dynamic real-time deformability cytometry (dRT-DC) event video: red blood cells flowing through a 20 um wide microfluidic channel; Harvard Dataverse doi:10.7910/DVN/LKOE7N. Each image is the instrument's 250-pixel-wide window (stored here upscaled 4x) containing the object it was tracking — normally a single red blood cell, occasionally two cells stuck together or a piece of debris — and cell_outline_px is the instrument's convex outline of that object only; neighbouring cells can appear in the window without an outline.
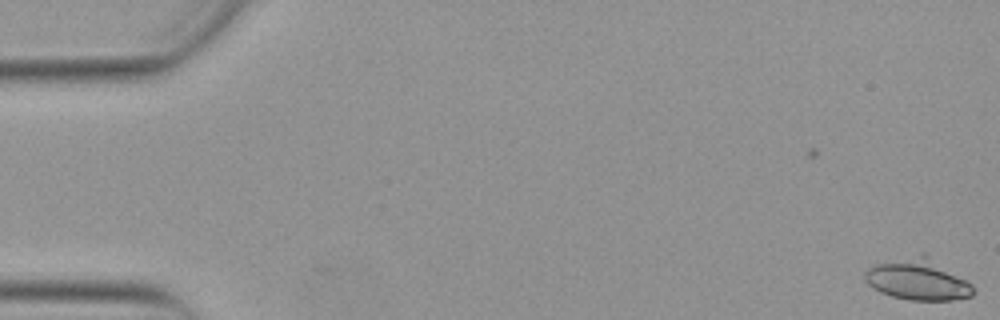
{"species": "Egyptian fruit bat (a non-hibernating species)", "species_latin": "Rousettus aegyptiacus", "temperature_condition": "warm", "stored_images_in_passage": 3, "camera_frame_rate_fps": 3000, "um_per_image_px": 0.085, "animal": {"sex": "female"}, "frame": {"image": 1, "passage_image": 3, "time_ms": 0.667, "image_size_px": [1000, 320], "cell_outline_px": [[972, 296], [948, 300], [908, 300], [892, 296], [880, 292], [868, 284], [864, 280], [864, 272], [868, 268], [876, 264], [924, 252], [972, 284]], "centroid_in_image_um": [77.99, 23.75], "position_along_channel_um": 7.0, "area_um2": 25.84}}